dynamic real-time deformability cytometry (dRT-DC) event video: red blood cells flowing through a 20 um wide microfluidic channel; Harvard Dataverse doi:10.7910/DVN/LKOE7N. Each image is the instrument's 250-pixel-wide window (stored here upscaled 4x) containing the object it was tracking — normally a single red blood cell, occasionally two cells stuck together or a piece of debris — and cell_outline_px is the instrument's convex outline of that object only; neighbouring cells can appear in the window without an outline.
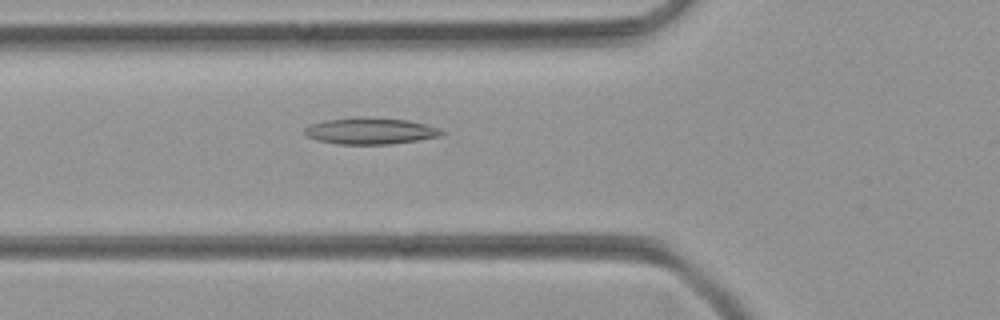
{"species": "common noctule bat (a hibernating species)", "species_latin": "Nyctalus noctula", "temperature_condition": "room temperature", "stored_images_in_passage": 45, "camera_frame_rate_fps": 3000, "um_per_image_px": 0.085, "animal": {"sex": "female", "body_mass_g": 21.9}, "frame": {"image": 1, "passage_image": 13, "time_ms": 4.0, "image_size_px": [1000, 320], "cell_outline_px": [[444, 132], [440, 136], [416, 140], [388, 144], [340, 144], [316, 140], [308, 136], [304, 132], [304, 128], [312, 124], [324, 120], [356, 116], [408, 120], [440, 128]], "centroid_in_image_um": [31.45, 11.12], "position_along_channel_um": 94.3, "area_um2": 21.04}}
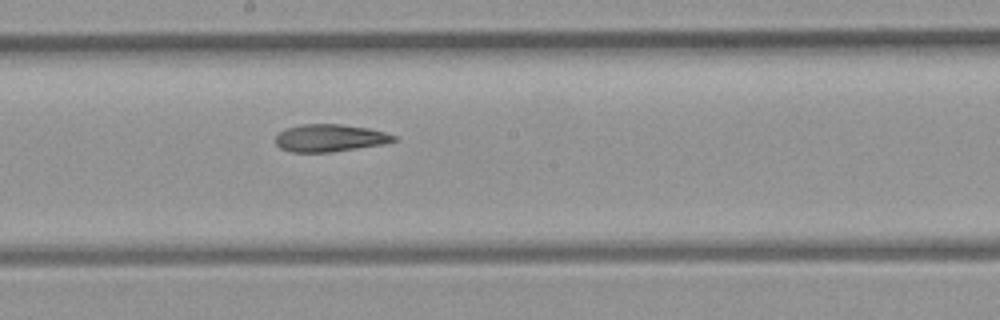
{"frame": {"image": 2, "passage_image": 22, "time_ms": 7.0, "image_size_px": [1000, 320], "cell_outline_px": [[396, 140], [384, 144], [332, 152], [288, 152], [280, 148], [276, 144], [276, 136], [284, 128], [300, 124], [340, 124], [368, 128], [384, 132], [396, 136]], "centroid_in_image_um": [28.0, 11.73], "position_along_channel_um": 220.2, "area_um2": 18.96}}
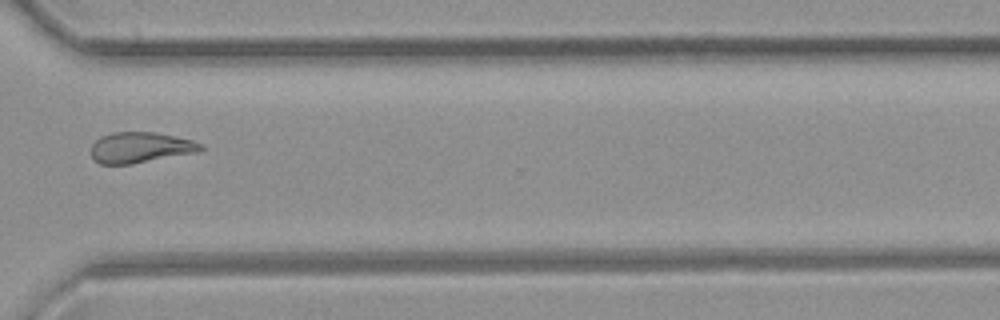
{"frame": {"image": 3, "passage_image": 32, "time_ms": 10.333, "image_size_px": [1000, 320], "cell_outline_px": [[204, 148], [200, 152], [132, 164], [100, 164], [92, 156], [92, 144], [100, 136], [112, 132], [156, 132], [192, 140], [204, 144]], "centroid_in_image_um": [11.97, 12.53], "position_along_channel_um": 358.6, "area_um2": 19.77}}